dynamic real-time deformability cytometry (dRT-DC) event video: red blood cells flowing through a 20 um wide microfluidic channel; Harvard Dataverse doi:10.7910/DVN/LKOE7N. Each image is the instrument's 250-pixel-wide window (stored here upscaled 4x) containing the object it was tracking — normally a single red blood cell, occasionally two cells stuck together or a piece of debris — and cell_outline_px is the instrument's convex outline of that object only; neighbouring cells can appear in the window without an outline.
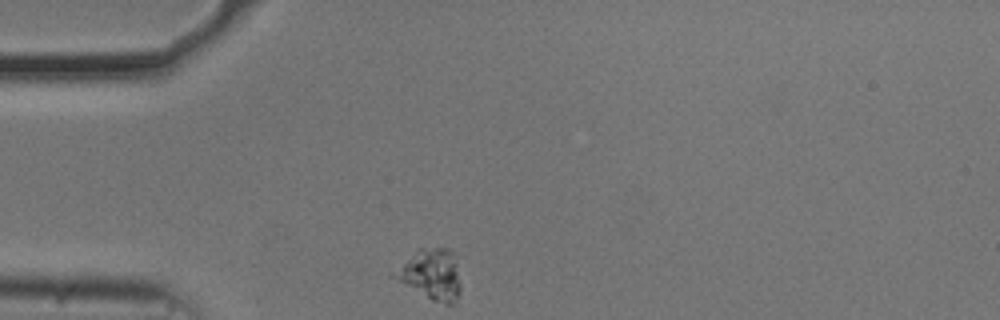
{"species": "common noctule bat (a hibernating species)", "species_latin": "Nyctalus noctula", "temperature_condition": "cold", "stored_images_in_passage": 43, "camera_frame_rate_fps": 3000, "um_per_image_px": 0.085, "animal": {"sex": "male", "body_mass_g": 20.5, "forearm_length_mm": 52.5}, "frame": {"image": 1, "passage_image": 1, "time_ms": 0.0, "image_size_px": [1000, 320], "cell_outline_px": [[460, 292], [452, 304], [444, 304], [432, 300], [388, 276], [420, 248], [448, 248], [452, 252], [456, 264], [460, 284]], "centroid_in_image_um": [36.62, 23.34], "position_along_channel_um": 48.4, "area_um2": 19.19}}
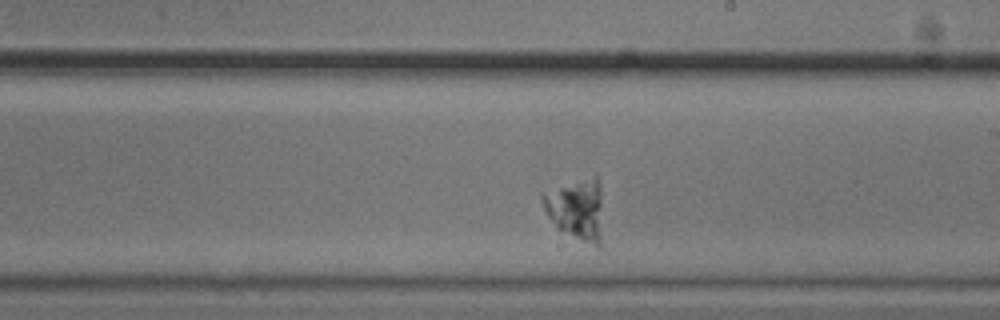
{"frame": {"image": 2, "passage_image": 19, "time_ms": 6.0, "image_size_px": [1000, 320], "cell_outline_px": [[600, 248], [596, 248], [556, 228], [548, 216], [540, 200], [540, 192], [596, 172], [600, 188]], "centroid_in_image_um": [48.95, 17.72], "position_along_channel_um": 240.0, "area_um2": 21.96}}
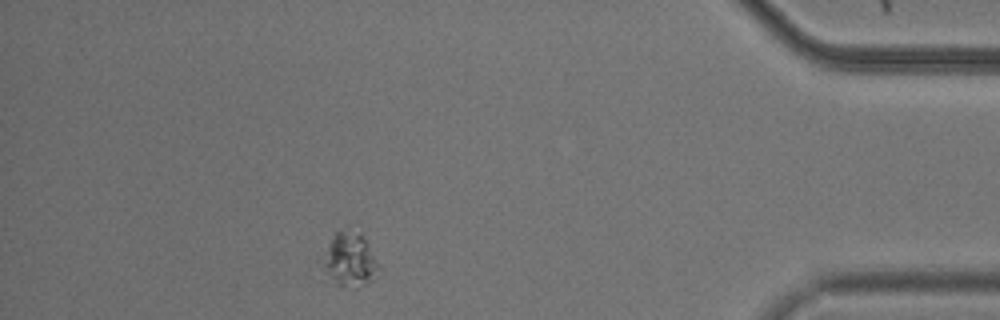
{"frame": {"image": 3, "passage_image": 37, "time_ms": 12.0, "image_size_px": [1000, 320], "cell_outline_px": [[376, 280], [356, 288], [336, 284], [328, 272], [328, 248], [336, 232], [348, 224], [360, 232], [364, 236], [376, 260]], "centroid_in_image_um": [29.84, 22.0], "position_along_channel_um": 405.4, "area_um2": 16.76}}